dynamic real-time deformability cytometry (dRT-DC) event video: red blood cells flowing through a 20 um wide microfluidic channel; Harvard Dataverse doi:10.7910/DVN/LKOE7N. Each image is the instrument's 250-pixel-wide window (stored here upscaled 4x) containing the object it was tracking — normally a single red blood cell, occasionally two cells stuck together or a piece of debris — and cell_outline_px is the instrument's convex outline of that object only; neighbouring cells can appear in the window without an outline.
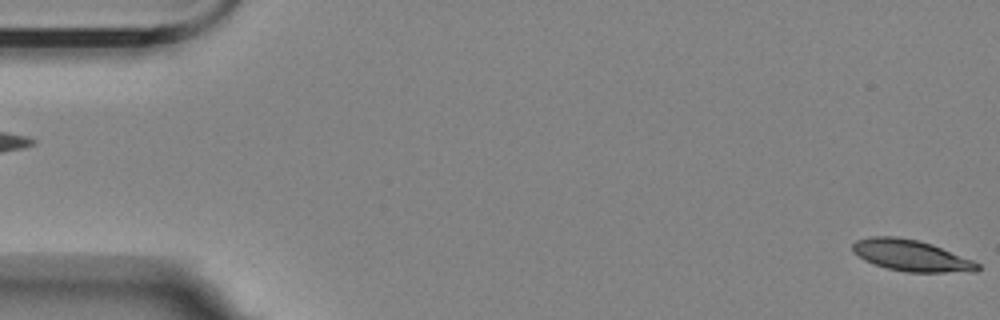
{"species": "Egyptian fruit bat (a non-hibernating species)", "species_latin": "Rousettus aegyptiacus", "temperature_condition": "room temperature", "stored_images_in_passage": 5, "camera_frame_rate_fps": 3000, "um_per_image_px": 0.085, "animal": {"sex": "female"}, "frame": {"image": 1, "passage_image": 1, "time_ms": 0.0, "image_size_px": [1000, 320], "cell_outline_px": [[980, 268], [976, 272], [904, 272], [888, 268], [864, 260], [852, 252], [852, 244], [856, 240], [872, 236], [896, 236], [916, 240], [932, 244], [972, 260], [980, 264]], "centroid_in_image_um": [77.44, 21.72], "position_along_channel_um": 7.6, "area_um2": 22.72}}